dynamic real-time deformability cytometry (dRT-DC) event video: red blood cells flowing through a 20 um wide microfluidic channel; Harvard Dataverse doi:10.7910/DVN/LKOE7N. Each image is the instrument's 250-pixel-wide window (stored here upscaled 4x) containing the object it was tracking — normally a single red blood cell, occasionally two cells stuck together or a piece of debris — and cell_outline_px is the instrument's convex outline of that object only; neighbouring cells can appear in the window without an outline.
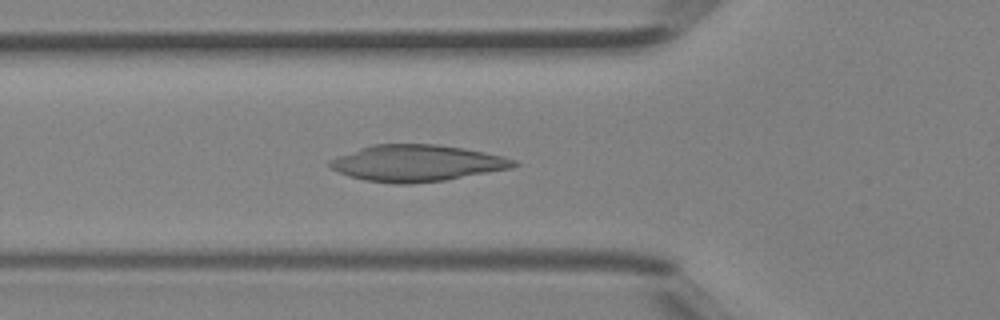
{"species": "Egyptian fruit bat (a non-hibernating species)", "species_latin": "Rousettus aegyptiacus", "temperature_condition": "room temperature", "stored_images_in_passage": 36, "camera_frame_rate_fps": 3000, "um_per_image_px": 0.085, "animal": {"sex": "female"}, "frame": {"image": 1, "passage_image": 13, "time_ms": 4.0, "image_size_px": [1000, 320], "cell_outline_px": [[520, 164], [512, 168], [444, 180], [408, 184], [396, 184], [368, 180], [352, 176], [340, 172], [332, 168], [328, 164], [328, 160], [360, 148], [372, 144], [436, 144], [464, 148], [504, 156], [516, 160]], "centroid_in_image_um": [35.48, 13.86], "position_along_channel_um": 90.3, "area_um2": 38.78}}
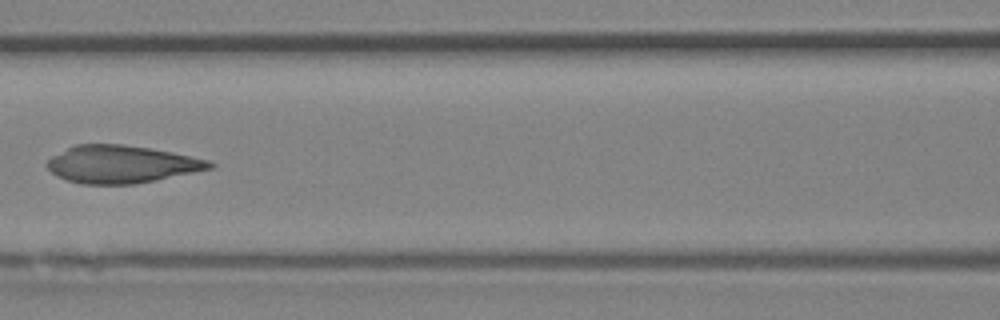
{"frame": {"image": 2, "passage_image": 17, "time_ms": 5.333, "image_size_px": [1000, 320], "cell_outline_px": [[216, 164], [212, 168], [156, 180], [136, 184], [80, 184], [68, 180], [52, 172], [44, 164], [52, 156], [76, 144], [120, 144], [148, 148], [172, 152], [208, 160]], "centroid_in_image_um": [10.32, 13.96], "position_along_channel_um": 156.3, "area_um2": 35.26}}
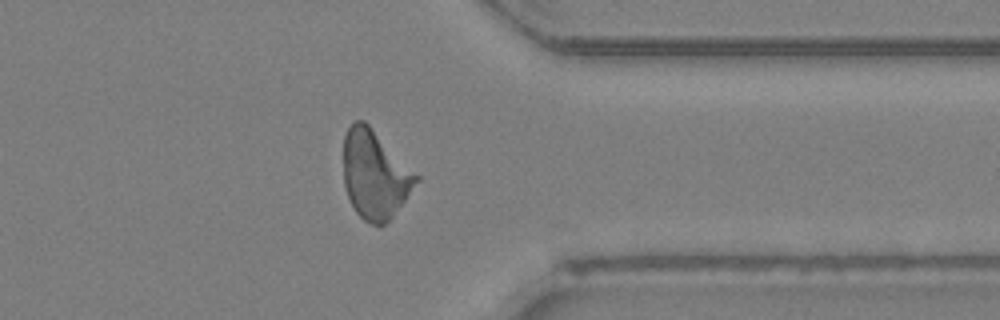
{"frame": {"image": 3, "passage_image": 31, "time_ms": 10.0, "image_size_px": [1000, 320], "cell_outline_px": [[420, 180], [392, 216], [384, 224], [372, 224], [364, 220], [356, 212], [348, 196], [344, 184], [344, 136], [348, 128], [356, 120], [364, 120], [420, 176]], "centroid_in_image_um": [31.87, 14.83], "position_along_channel_um": 379.5, "area_um2": 36.99}}